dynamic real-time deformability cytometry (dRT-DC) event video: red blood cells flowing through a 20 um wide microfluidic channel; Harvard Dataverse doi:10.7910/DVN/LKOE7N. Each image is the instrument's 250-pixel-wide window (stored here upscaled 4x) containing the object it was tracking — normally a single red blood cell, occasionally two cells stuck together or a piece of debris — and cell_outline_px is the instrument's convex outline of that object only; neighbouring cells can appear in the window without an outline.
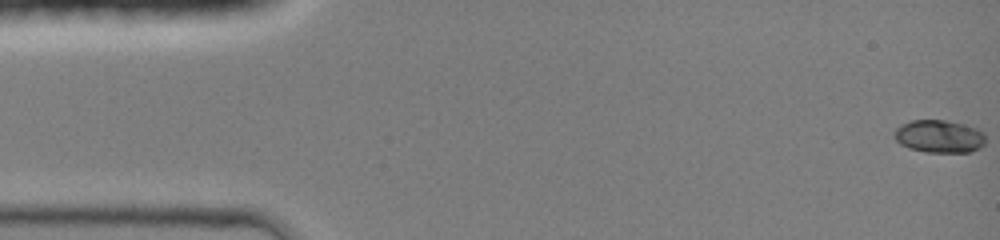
{"species": "common noctule bat (a hibernating species)", "species_latin": "Nyctalus noctula", "temperature_condition": "room temperature", "stored_images_in_passage": 45, "camera_frame_rate_fps": 3000, "um_per_image_px": 0.085, "animal": {"sex": "female", "body_mass_g": 19.0, "forearm_length_mm": 51.5}, "frame": {"image": 1, "passage_image": 1, "time_ms": 0.0, "image_size_px": [1000, 240], "cell_outline_px": [[984, 144], [980, 148], [972, 152], [924, 152], [908, 148], [900, 144], [896, 140], [896, 128], [900, 124], [912, 120], [948, 120], [976, 128], [984, 132]], "centroid_in_image_um": [79.84, 11.59], "position_along_channel_um": 5.2, "area_um2": 17.46}}
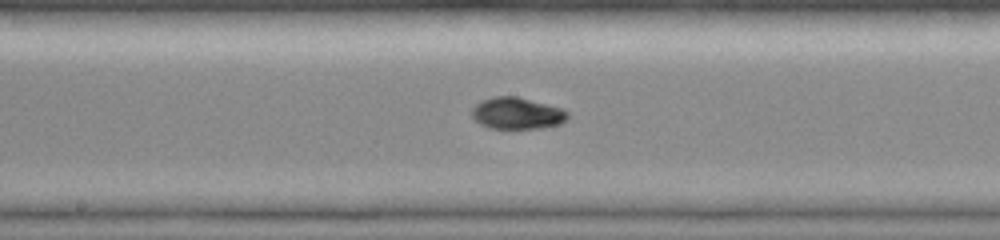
{"frame": {"image": 2, "passage_image": 24, "time_ms": 7.667, "image_size_px": [1000, 240], "cell_outline_px": [[568, 120], [560, 124], [544, 128], [488, 128], [480, 124], [472, 116], [472, 108], [480, 100], [492, 96], [516, 96], [564, 108], [568, 112]], "centroid_in_image_um": [43.97, 9.62], "position_along_channel_um": 204.2, "area_um2": 17.92}}
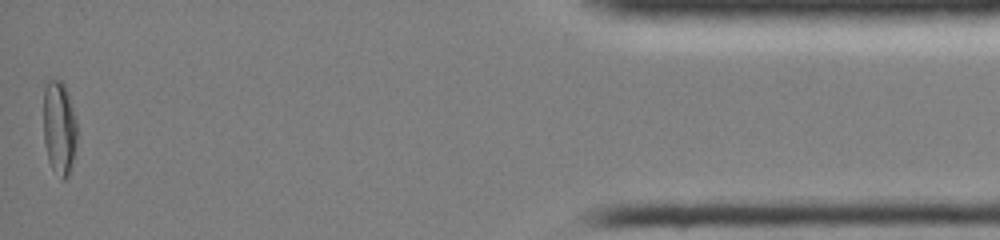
{"frame": {"image": 3, "passage_image": 45, "time_ms": 14.667, "image_size_px": [1000, 240], "cell_outline_px": [[76, 140], [72, 160], [68, 176], [64, 180], [60, 180], [52, 168], [48, 160], [44, 144], [44, 88], [48, 80], [60, 80], [64, 84], [68, 92], [76, 120]], "centroid_in_image_um": [5.02, 10.87], "position_along_channel_um": 430.2, "area_um2": 18.32}, "authors_computed_cell_mechanics": {"area_um2": 17.4556, "velocity_mm_per_s": 4.2984, "shape_relaxation_time_tau1_ms": 5.2198, "shape_relaxation_time_tau2_ms": 1.9954, "deformation_change_tau1": 0.1853, "deformation_change_tau2": 0.0338}}